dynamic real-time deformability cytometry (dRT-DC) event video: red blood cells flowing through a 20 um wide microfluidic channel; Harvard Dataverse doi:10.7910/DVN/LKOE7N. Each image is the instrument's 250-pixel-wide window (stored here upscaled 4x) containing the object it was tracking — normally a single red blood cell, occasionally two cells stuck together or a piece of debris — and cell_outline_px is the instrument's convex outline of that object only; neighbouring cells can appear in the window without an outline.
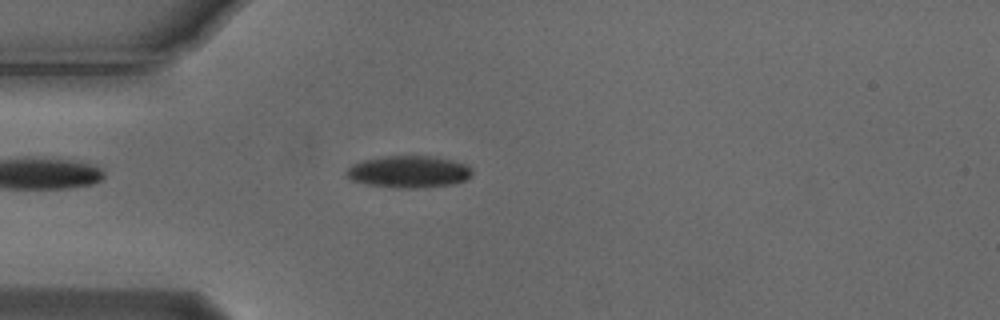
{"species": "Egyptian fruit bat (a non-hibernating species)", "species_latin": "Rousettus aegyptiacus", "temperature_condition": "cold", "stored_images_in_passage": 2, "camera_frame_rate_fps": 3000, "um_per_image_px": 0.085, "animal": {"sex": "male"}, "frame": {"image": 1, "passage_image": 2, "time_ms": 0.333, "image_size_px": [1000, 320], "cell_outline_px": [[472, 176], [464, 180], [452, 184], [424, 188], [400, 188], [368, 184], [352, 180], [344, 172], [352, 164], [364, 160], [384, 156], [432, 156], [452, 160], [468, 164], [472, 168]], "centroid_in_image_um": [34.78, 14.59], "position_along_channel_um": 50.2, "area_um2": 23.47}}